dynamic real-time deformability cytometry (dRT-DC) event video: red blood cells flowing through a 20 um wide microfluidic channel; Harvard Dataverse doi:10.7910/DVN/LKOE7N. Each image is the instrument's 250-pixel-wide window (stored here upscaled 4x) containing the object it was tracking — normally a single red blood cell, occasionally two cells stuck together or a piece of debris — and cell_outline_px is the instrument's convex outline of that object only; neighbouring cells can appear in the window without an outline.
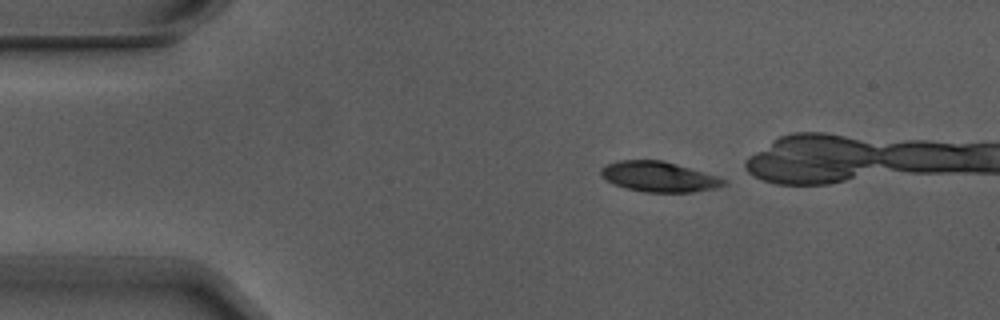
{"species": "Egyptian fruit bat (a non-hibernating species)", "species_latin": "Rousettus aegyptiacus", "temperature_condition": "warm", "stored_images_in_passage": 5, "camera_frame_rate_fps": 3000, "um_per_image_px": 0.085, "animal": {"sex": "male"}, "frame": {"image": 1, "passage_image": 1, "time_ms": 0.0, "image_size_px": [1000, 320], "cell_outline_px": [[728, 184], [716, 188], [692, 192], [644, 192], [624, 188], [600, 176], [600, 168], [604, 164], [620, 160], [664, 160], [716, 176], [728, 180]], "centroid_in_image_um": [56.0, 15.02], "position_along_channel_um": 29.0, "area_um2": 21.73}}
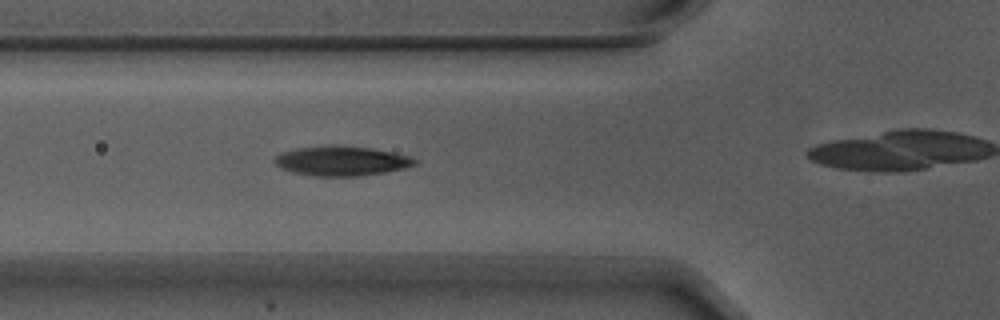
{"frame": {"image": 2, "passage_image": 4, "time_ms": 1.0, "image_size_px": [1000, 320], "cell_outline_px": [[420, 164], [404, 168], [384, 172], [356, 176], [316, 176], [292, 172], [280, 168], [272, 160], [276, 156], [284, 152], [296, 148], [332, 144], [372, 148], [392, 152], [408, 156], [420, 160]], "centroid_in_image_um": [29.05, 13.67], "position_along_channel_um": 96.8, "area_um2": 24.39}}